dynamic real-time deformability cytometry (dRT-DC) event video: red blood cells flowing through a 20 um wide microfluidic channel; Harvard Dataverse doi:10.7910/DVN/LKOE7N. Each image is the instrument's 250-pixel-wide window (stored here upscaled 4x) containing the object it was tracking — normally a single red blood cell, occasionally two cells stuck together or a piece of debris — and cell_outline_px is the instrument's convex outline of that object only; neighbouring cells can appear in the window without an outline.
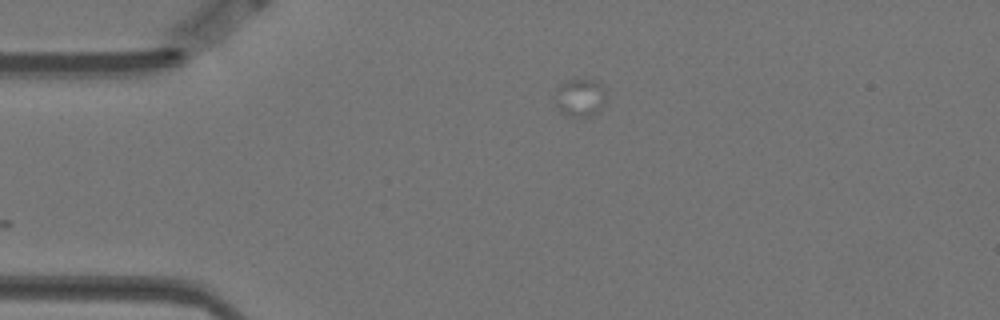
{"species": "Egyptian fruit bat (a non-hibernating species)", "species_latin": "Rousettus aegyptiacus", "temperature_condition": "warm", "stored_images_in_passage": 12, "camera_frame_rate_fps": 3000, "um_per_image_px": 0.085, "animal": {"sex": "female"}, "frame": {"image": 1, "passage_image": 1, "time_ms": 0.0, "image_size_px": [1000, 320], "cell_outline_px": [[608, 100], [600, 112], [588, 116], [568, 116], [560, 112], [556, 104], [556, 92], [560, 84], [564, 80], [576, 76], [596, 80], [604, 88], [608, 96]], "centroid_in_image_um": [49.36, 8.24], "position_along_channel_um": 35.6, "area_um2": 12.02}}